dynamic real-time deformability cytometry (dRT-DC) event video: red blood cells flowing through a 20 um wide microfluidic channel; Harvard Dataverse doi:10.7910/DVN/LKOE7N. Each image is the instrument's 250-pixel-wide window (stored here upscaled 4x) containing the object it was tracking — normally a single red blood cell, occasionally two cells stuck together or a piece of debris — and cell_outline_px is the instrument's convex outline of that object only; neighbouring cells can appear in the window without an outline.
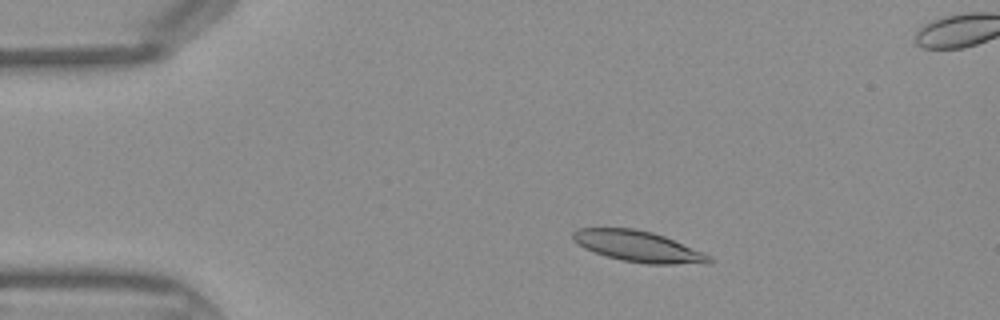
{"species": "Egyptian fruit bat (a non-hibernating species)", "species_latin": "Rousettus aegyptiacus", "temperature_condition": "warm", "stored_images_in_passage": 38, "segment_of_instrument_passage": [1, 2], "camera_frame_rate_fps": 3000, "um_per_image_px": 0.085, "frame": {"image": 1, "passage_image": 1, "time_ms": 0.0, "image_size_px": [1000, 320], "cell_outline_px": [[712, 260], [708, 264], [648, 264], [624, 260], [608, 256], [584, 248], [572, 240], [572, 232], [576, 228], [636, 228], [652, 232], [664, 236], [704, 252], [712, 256]], "centroid_in_image_um": [54.27, 20.94], "position_along_channel_um": 30.7, "area_um2": 24.57}}
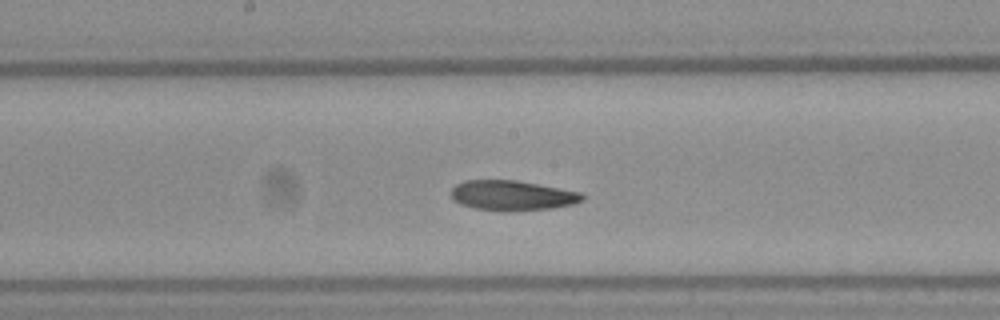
{"frame": {"image": 2, "passage_image": 16, "time_ms": 5.0, "image_size_px": [1000, 320], "cell_outline_px": [[584, 200], [572, 204], [552, 208], [476, 208], [460, 204], [452, 200], [452, 188], [456, 184], [464, 180], [516, 180], [580, 192], [584, 196]], "centroid_in_image_um": [43.52, 16.56], "position_along_channel_um": 204.7, "area_um2": 21.85}}
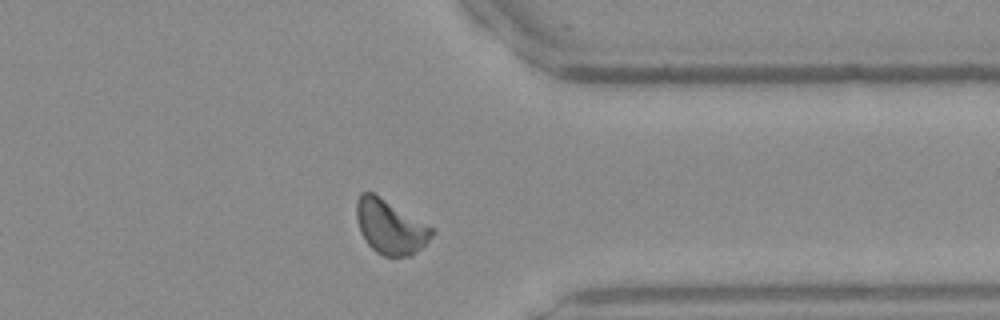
{"frame": {"image": 3, "passage_image": 28, "time_ms": 9.0, "image_size_px": [1000, 320], "cell_outline_px": [[436, 228], [432, 236], [412, 256], [384, 256], [376, 252], [364, 240], [360, 232], [356, 220], [356, 200], [360, 192], [372, 192]], "centroid_in_image_um": [33.16, 19.27], "position_along_channel_um": 378.2, "area_um2": 23.99}}